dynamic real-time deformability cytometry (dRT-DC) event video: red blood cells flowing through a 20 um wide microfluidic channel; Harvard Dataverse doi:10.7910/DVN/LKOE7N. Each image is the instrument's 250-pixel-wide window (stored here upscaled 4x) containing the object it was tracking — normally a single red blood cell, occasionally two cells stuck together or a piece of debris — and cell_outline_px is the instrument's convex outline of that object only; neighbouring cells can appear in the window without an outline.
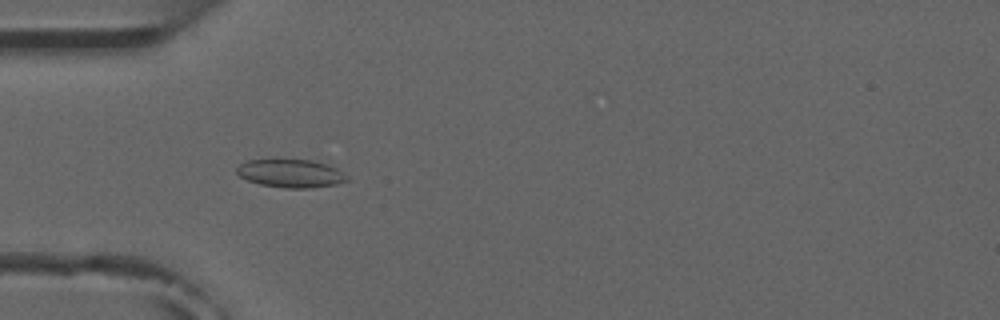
{"species": "common noctule bat (a hibernating species)", "species_latin": "Nyctalus noctula", "temperature_condition": "room temperature", "stored_images_in_passage": 5, "camera_frame_rate_fps": 3000, "um_per_image_px": 0.085, "animal": {"sex": "male", "forearm_length_mm": 52.5}, "frame": {"image": 1, "passage_image": 1, "time_ms": 0.0, "image_size_px": [1000, 320], "cell_outline_px": [[348, 180], [336, 184], [312, 188], [284, 188], [260, 184], [248, 180], [240, 176], [236, 172], [236, 168], [240, 164], [248, 160], [276, 156], [312, 160], [328, 164], [344, 172], [348, 176]], "centroid_in_image_um": [24.69, 14.68], "position_along_channel_um": 60.3, "area_um2": 19.02}}
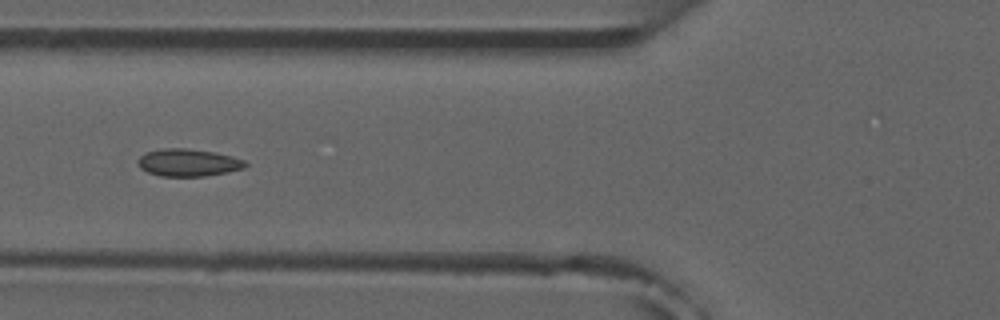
{"frame": {"image": 2, "passage_image": 2, "time_ms": 1.333, "image_size_px": [1000, 320], "cell_outline_px": [[248, 164], [244, 168], [228, 172], [204, 176], [160, 176], [148, 172], [140, 168], [136, 164], [136, 160], [144, 152], [164, 148], [184, 148], [216, 152], [232, 156], [244, 160]], "centroid_in_image_um": [15.97, 13.81], "position_along_channel_um": 109.8, "area_um2": 17.34}}
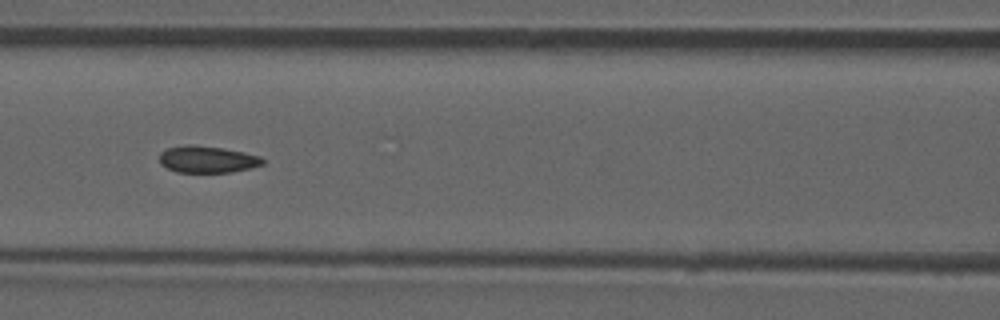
{"frame": {"image": 3, "passage_image": 3, "time_ms": 2.333, "image_size_px": [1000, 320], "cell_outline_px": [[264, 164], [232, 172], [176, 172], [160, 164], [160, 152], [168, 148], [188, 144], [196, 144], [224, 148], [244, 152], [260, 156], [264, 160]], "centroid_in_image_um": [17.61, 13.53], "position_along_channel_um": 149.0, "area_um2": 16.18}}